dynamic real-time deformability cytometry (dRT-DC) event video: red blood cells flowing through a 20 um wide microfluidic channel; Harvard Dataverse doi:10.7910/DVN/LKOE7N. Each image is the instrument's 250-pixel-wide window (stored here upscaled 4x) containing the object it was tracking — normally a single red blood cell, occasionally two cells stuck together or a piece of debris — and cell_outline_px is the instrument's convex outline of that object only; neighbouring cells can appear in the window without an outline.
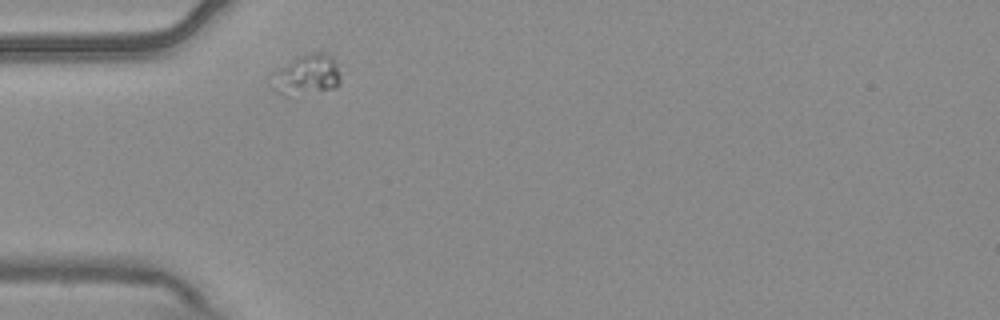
{"species": "common noctule bat (a hibernating species)", "species_latin": "Nyctalus noctula", "temperature_condition": "warm", "stored_images_in_passage": 1, "camera_frame_rate_fps": 3000, "um_per_image_px": 0.085, "animal": {"sex": "male", "body_mass_g": 20.4}, "frame": {"image": 1, "passage_image": 1, "time_ms": 0.0, "image_size_px": [1000, 320], "cell_outline_px": [[348, 68], [340, 84], [336, 88], [284, 96], [276, 92], [268, 84], [272, 72], [292, 60], [300, 56], [316, 52], [328, 52]], "centroid_in_image_um": [26.2, 6.33], "position_along_channel_um": 58.8, "area_um2": 17.4}}